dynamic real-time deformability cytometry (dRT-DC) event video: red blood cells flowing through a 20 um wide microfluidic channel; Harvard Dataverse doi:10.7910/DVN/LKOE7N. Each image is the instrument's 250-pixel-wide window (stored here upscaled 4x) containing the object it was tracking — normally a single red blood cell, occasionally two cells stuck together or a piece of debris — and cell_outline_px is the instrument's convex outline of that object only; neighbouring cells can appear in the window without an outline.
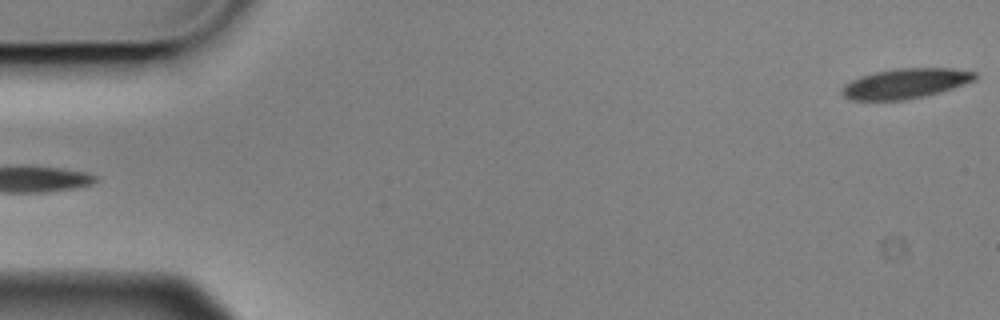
{"species": "Egyptian fruit bat (a non-hibernating species)", "species_latin": "Rousettus aegyptiacus", "temperature_condition": "cold", "stored_images_in_passage": 4, "segment_of_instrument_passage": [2, 2], "camera_frame_rate_fps": 3000, "um_per_image_px": 0.085, "animal": {"sex": "male"}, "frame": {"image": 1, "passage_image": 4, "time_ms": 1.0, "image_size_px": [1000, 320], "cell_outline_px": [[976, 80], [940, 92], [924, 96], [900, 100], [852, 100], [844, 96], [840, 92], [844, 84], [860, 76], [892, 68], [952, 68], [976, 72]], "centroid_in_image_um": [76.95, 7.09], "position_along_channel_um": 8.0, "area_um2": 23.24}}